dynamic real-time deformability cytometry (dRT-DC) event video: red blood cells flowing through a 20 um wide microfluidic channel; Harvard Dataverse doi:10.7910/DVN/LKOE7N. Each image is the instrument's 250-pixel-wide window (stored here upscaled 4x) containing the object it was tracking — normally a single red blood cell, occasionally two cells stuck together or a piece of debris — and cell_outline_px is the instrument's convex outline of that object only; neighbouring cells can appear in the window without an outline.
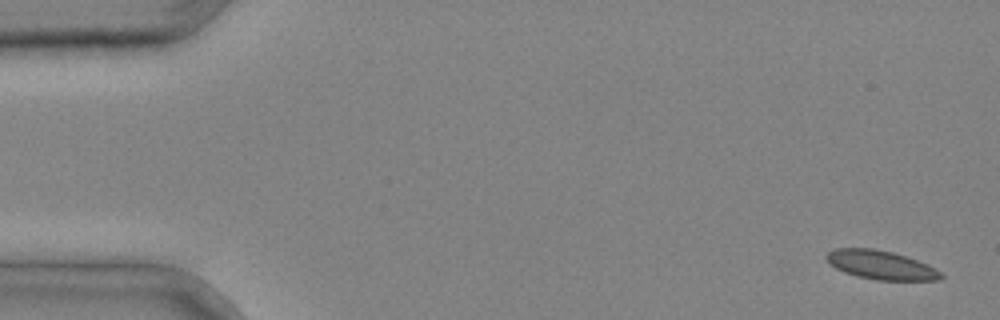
{"species": "common noctule bat (a hibernating species)", "species_latin": "Nyctalus noctula", "temperature_condition": "cold", "stored_images_in_passage": 4, "segment_of_instrument_passage": [2, 2], "camera_frame_rate_fps": 3000, "um_per_image_px": 0.085, "animal": {"sex": "male", "body_mass_g": 20.4}, "frame": {"image": 1, "passage_image": 4, "time_ms": 1.0, "image_size_px": [1000, 320], "cell_outline_px": [[944, 276], [940, 280], [876, 280], [856, 276], [844, 272], [836, 268], [824, 256], [828, 252], [836, 248], [872, 248], [892, 252], [928, 264], [940, 272]], "centroid_in_image_um": [74.87, 22.53], "position_along_channel_um": 10.1, "area_um2": 19.07}}